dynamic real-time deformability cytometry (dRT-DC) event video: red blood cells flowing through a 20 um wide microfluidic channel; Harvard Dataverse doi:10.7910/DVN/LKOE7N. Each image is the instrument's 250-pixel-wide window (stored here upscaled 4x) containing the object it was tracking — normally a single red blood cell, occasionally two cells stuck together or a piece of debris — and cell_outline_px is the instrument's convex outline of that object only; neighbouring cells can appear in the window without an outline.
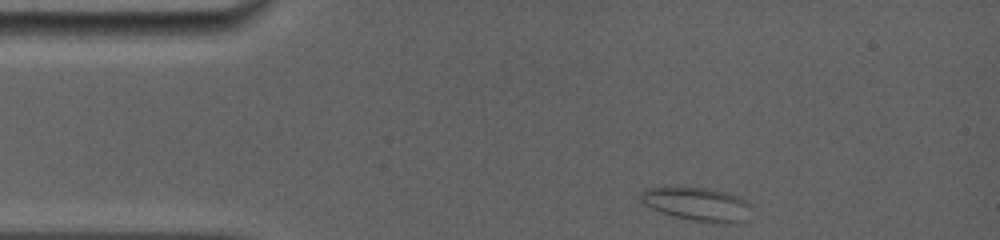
{"species": "common noctule bat (a hibernating species)", "species_latin": "Nyctalus noctula", "temperature_condition": "room temperature", "stored_images_in_passage": 34, "camera_frame_rate_fps": 5000, "um_per_image_px": 0.085, "animal": {"sex": "female", "body_mass_g": 19.0, "forearm_length_mm": 56.7}, "frame": {"image": 1, "passage_image": 1, "time_ms": 0.0, "image_size_px": [1000, 240], "cell_outline_px": [[752, 204], [744, 220], [732, 224], [724, 224], [692, 220], [660, 212], [644, 204], [640, 200], [640, 192], [644, 188], [708, 188], [740, 196]], "centroid_in_image_um": [59.28, 17.36], "position_along_channel_um": 25.7, "area_um2": 21.44}}
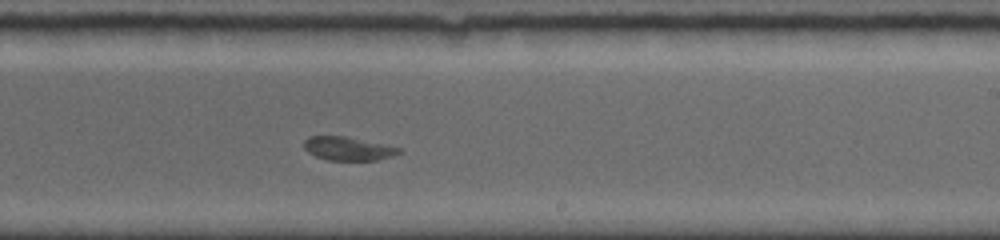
{"frame": {"image": 2, "passage_image": 20, "time_ms": 7.4, "image_size_px": [1000, 240], "cell_outline_px": [[404, 152], [392, 156], [376, 160], [328, 160], [316, 156], [308, 152], [304, 148], [304, 140], [308, 136], [344, 136], [384, 144], [400, 148]], "centroid_in_image_um": [29.59, 12.63], "position_along_channel_um": 259.4, "area_um2": 13.01}}
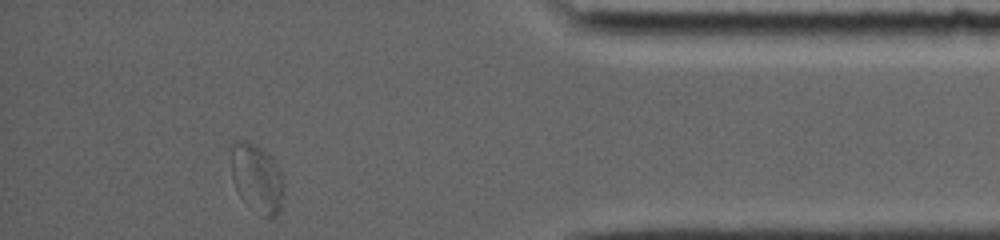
{"frame": {"image": 3, "passage_image": 34, "time_ms": 12.0, "image_size_px": [1000, 240], "cell_outline_px": [[284, 192], [280, 208], [272, 216], [260, 216], [240, 196], [232, 180], [232, 144], [236, 140], [248, 140], [260, 148], [280, 168], [284, 184]], "centroid_in_image_um": [21.84, 15.14], "position_along_channel_um": 413.4, "area_um2": 20.75}}